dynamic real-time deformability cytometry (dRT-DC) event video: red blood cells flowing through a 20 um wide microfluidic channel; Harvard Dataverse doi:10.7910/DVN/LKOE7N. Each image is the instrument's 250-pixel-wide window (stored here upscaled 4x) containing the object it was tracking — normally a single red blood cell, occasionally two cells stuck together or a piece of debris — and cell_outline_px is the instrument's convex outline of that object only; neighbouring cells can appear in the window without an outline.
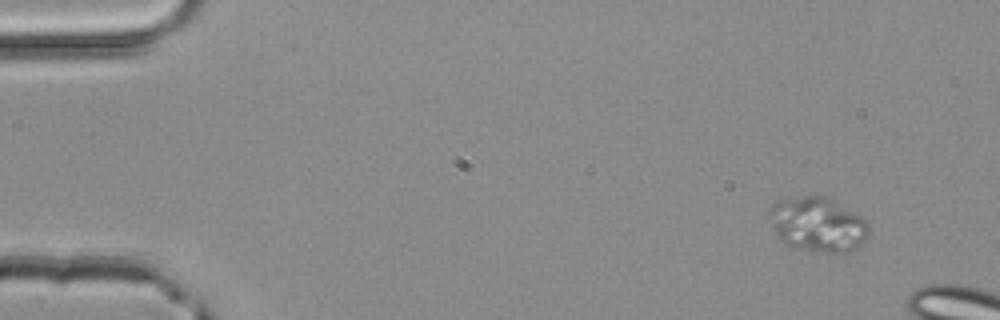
{"species": "common noctule bat (a hibernating species)", "species_latin": "Nyctalus noctula", "temperature_condition": "room temperature", "stored_images_in_passage": 3, "camera_frame_rate_fps": 3000, "um_per_image_px": 0.085, "animal": {"sex": "male", "body_mass_g": 20.4}, "frame": {"image": 1, "passage_image": 1, "time_ms": 0.0, "image_size_px": [1000, 320], "cell_outline_px": [[872, 228], [868, 236], [860, 244], [848, 252], [824, 252], [788, 248], [780, 240], [772, 224], [768, 212], [780, 200], [804, 196], [828, 196], [860, 216]], "centroid_in_image_um": [69.53, 19.1], "position_along_channel_um": 15.5, "area_um2": 31.56}}